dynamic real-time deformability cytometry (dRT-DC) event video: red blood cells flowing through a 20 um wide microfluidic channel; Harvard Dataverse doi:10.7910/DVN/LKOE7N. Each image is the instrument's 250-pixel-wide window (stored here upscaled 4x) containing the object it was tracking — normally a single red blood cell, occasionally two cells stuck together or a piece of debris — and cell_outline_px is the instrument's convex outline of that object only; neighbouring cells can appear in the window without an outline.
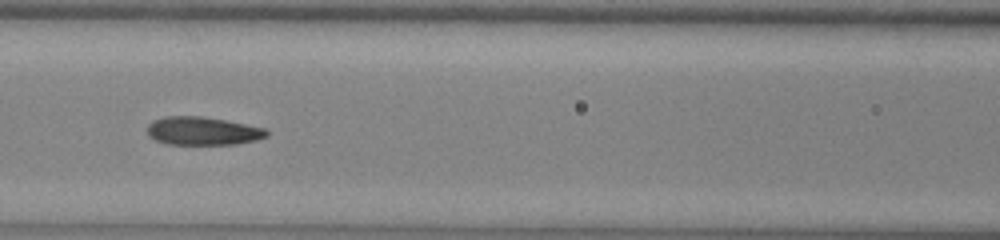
{"species": "common noctule bat (a hibernating species)", "species_latin": "Nyctalus noctula", "temperature_condition": "warm", "stored_images_in_passage": 49, "camera_frame_rate_fps": 3000, "um_per_image_px": 0.085, "animal": {"sex": "male", "body_mass_g": 13.0, "forearm_length_mm": 53.1}, "frame": {"image": 1, "passage_image": 21, "time_ms": 6.667, "image_size_px": [1000, 240], "cell_outline_px": [[268, 136], [256, 140], [236, 144], [168, 144], [156, 140], [148, 136], [148, 124], [152, 120], [164, 116], [200, 116], [224, 120], [264, 128], [268, 132]], "centroid_in_image_um": [17.2, 11.13], "position_along_channel_um": 149.4, "area_um2": 19.54}}
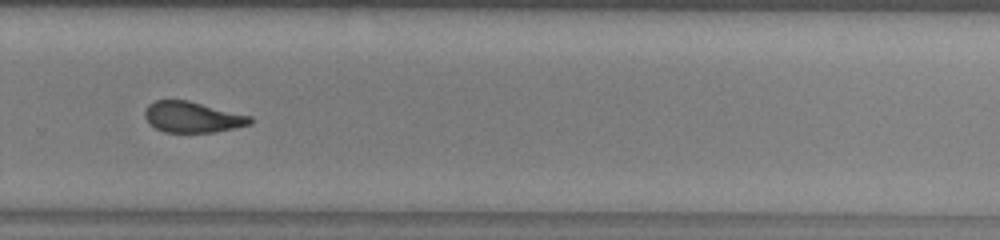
{"frame": {"image": 2, "passage_image": 33, "time_ms": 10.667, "image_size_px": [1000, 240], "cell_outline_px": [[252, 124], [216, 132], [164, 132], [148, 124], [144, 116], [144, 112], [148, 104], [156, 100], [188, 100], [252, 116]], "centroid_in_image_um": [16.35, 9.95], "position_along_channel_um": 313.5, "area_um2": 19.07}}
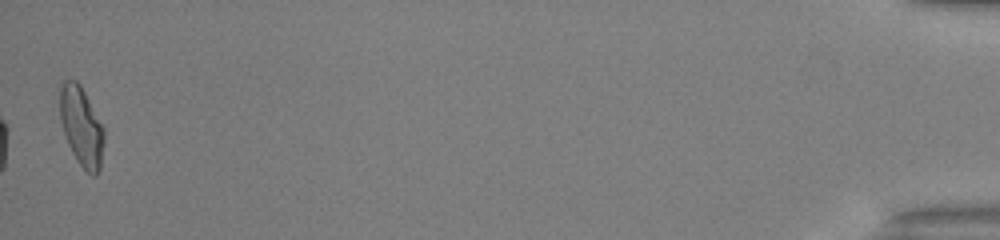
{"frame": {"image": 3, "passage_image": 49, "time_ms": 16.0, "image_size_px": [1000, 240], "cell_outline_px": [[104, 144], [100, 168], [96, 176], [92, 176], [76, 160], [68, 144], [60, 120], [60, 84], [64, 80], [76, 80], [80, 84], [104, 128]], "centroid_in_image_um": [6.92, 10.75], "position_along_channel_um": 428.3, "area_um2": 20.35}, "authors_computed_cell_mechanics": {"area_um2": 19.941, "velocity_mm_per_s": 4.1146, "shape_relaxation_time_tau1_ms": 6.491, "shape_relaxation_time_tau2_ms": 1.9807, "deformation_change_tau1": 0.1997, "deformation_change_tau2": 0.0949}}